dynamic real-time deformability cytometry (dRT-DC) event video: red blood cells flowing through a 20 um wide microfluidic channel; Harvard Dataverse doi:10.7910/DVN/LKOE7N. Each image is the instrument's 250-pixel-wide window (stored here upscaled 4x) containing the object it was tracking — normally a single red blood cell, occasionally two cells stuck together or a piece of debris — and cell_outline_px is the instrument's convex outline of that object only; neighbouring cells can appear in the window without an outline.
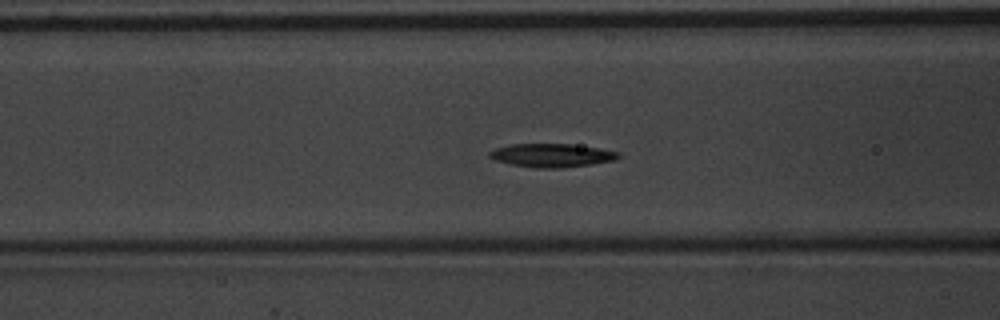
{"species": "common noctule bat (a hibernating species)", "species_latin": "Nyctalus noctula", "temperature_condition": "warm", "stored_images_in_passage": 44, "camera_frame_rate_fps": 3000, "um_per_image_px": 0.085, "animal": {"sex": "male", "body_mass_g": 20.1, "forearm_length_mm": 53.5}, "frame": {"image": 1, "passage_image": 17, "time_ms": 5.333, "image_size_px": [1000, 320], "cell_outline_px": [[620, 156], [616, 160], [592, 164], [560, 168], [536, 168], [512, 164], [496, 160], [488, 156], [488, 152], [496, 148], [512, 144], [572, 144], [600, 148], [620, 152]], "centroid_in_image_um": [46.94, 13.2], "position_along_channel_um": 119.7, "area_um2": 17.63}}
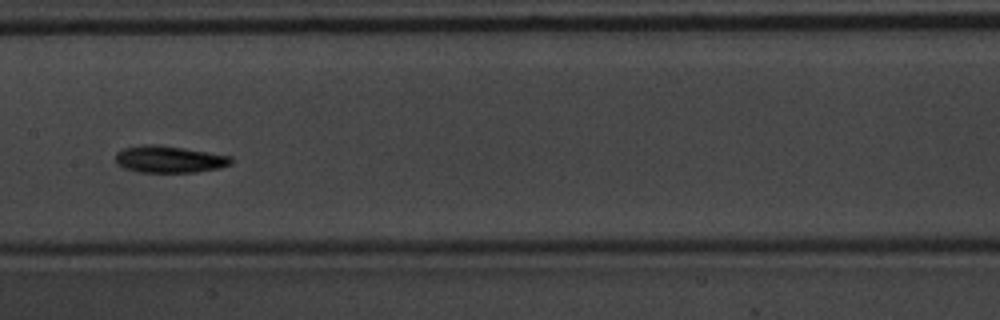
{"frame": {"image": 2, "passage_image": 23, "time_ms": 7.333, "image_size_px": [1000, 320], "cell_outline_px": [[232, 164], [220, 168], [196, 172], [136, 172], [124, 168], [116, 164], [116, 152], [124, 148], [144, 144], [152, 144], [184, 148], [232, 156]], "centroid_in_image_um": [14.38, 13.54], "position_along_channel_um": 193.0, "area_um2": 18.21}}
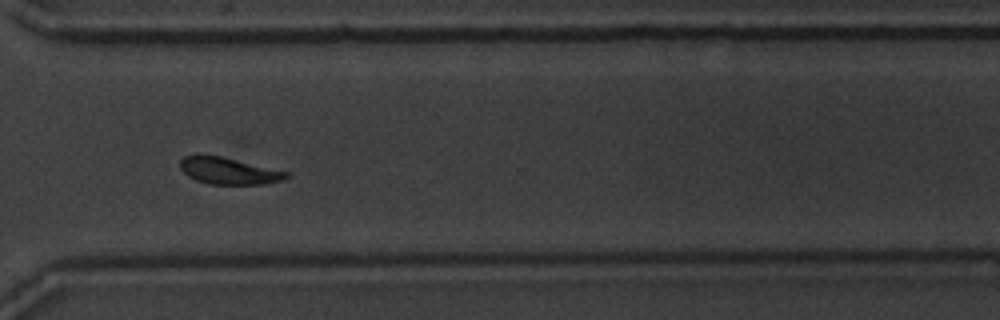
{"frame": {"image": 3, "passage_image": 36, "time_ms": 11.667, "image_size_px": [1000, 320], "cell_outline_px": [[288, 176], [284, 180], [264, 184], [208, 184], [196, 180], [188, 176], [180, 168], [180, 160], [184, 156], [220, 156], [288, 172]], "centroid_in_image_um": [19.44, 14.54], "position_along_channel_um": 351.2, "area_um2": 16.18}, "authors_computed_cell_mechanics": {"area_um2": 17.3111, "velocity_mm_per_s": 3.6615, "shape_relaxation_time_tau1_ms": 2.1043, "shape_relaxation_time_tau2_ms": 4.7368, "deformation_change_tau1": 0.1267, "deformation_change_tau2": 0.1086}}